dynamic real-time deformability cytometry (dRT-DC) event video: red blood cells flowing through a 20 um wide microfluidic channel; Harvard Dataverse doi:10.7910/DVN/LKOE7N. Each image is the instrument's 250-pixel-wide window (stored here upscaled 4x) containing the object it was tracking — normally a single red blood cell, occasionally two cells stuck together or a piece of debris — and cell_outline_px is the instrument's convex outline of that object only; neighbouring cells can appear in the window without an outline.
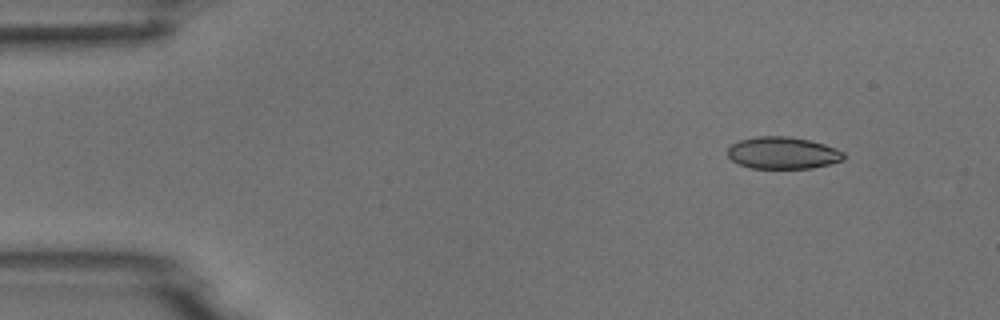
{"species": "common noctule bat (a hibernating species)", "species_latin": "Nyctalus noctula", "temperature_condition": "room temperature", "stored_images_in_passage": 5, "camera_frame_rate_fps": 3000, "um_per_image_px": 0.085, "animal": {"sex": "male", "body_mass_g": 18.8}, "frame": {"image": 1, "passage_image": 2, "time_ms": 1.0, "image_size_px": [1000, 320], "cell_outline_px": [[844, 160], [812, 168], [752, 168], [736, 164], [728, 156], [728, 148], [732, 144], [740, 140], [756, 136], [788, 136], [808, 140], [824, 144], [836, 148], [844, 152]], "centroid_in_image_um": [66.52, 13.0], "position_along_channel_um": 18.5, "area_um2": 21.68}}